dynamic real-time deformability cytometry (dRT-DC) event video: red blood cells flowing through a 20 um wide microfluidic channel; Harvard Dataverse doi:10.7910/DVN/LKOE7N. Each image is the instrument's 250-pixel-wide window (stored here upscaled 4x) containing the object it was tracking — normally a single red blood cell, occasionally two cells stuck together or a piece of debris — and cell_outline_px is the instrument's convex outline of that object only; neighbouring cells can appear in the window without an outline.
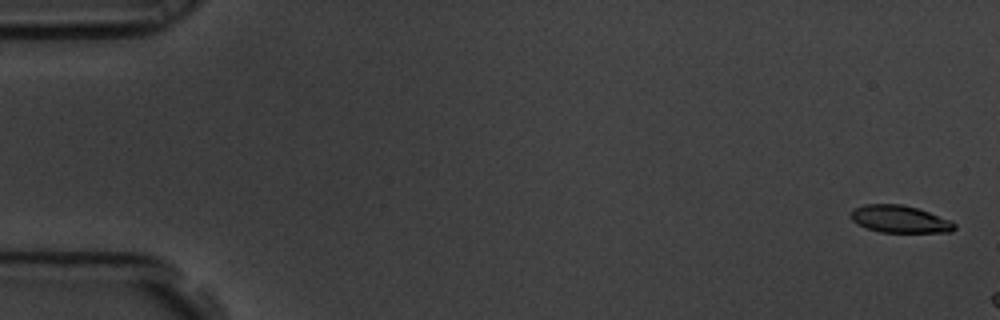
{"species": "common noctule bat (a hibernating species)", "species_latin": "Nyctalus noctula", "temperature_condition": "room temperature", "stored_images_in_passage": 9, "camera_frame_rate_fps": 3000, "um_per_image_px": 0.085, "animal": {"sex": "male", "body_mass_g": 19.5, "forearm_length_mm": 54.6}, "frame": {"image": 1, "passage_image": 2, "time_ms": 0.333, "image_size_px": [1000, 320], "cell_outline_px": [[956, 228], [952, 232], [880, 232], [856, 224], [848, 216], [856, 208], [864, 204], [900, 204], [916, 208], [928, 212], [948, 220], [956, 224]], "centroid_in_image_um": [76.45, 18.63], "position_along_channel_um": 8.6, "area_um2": 16.3}}